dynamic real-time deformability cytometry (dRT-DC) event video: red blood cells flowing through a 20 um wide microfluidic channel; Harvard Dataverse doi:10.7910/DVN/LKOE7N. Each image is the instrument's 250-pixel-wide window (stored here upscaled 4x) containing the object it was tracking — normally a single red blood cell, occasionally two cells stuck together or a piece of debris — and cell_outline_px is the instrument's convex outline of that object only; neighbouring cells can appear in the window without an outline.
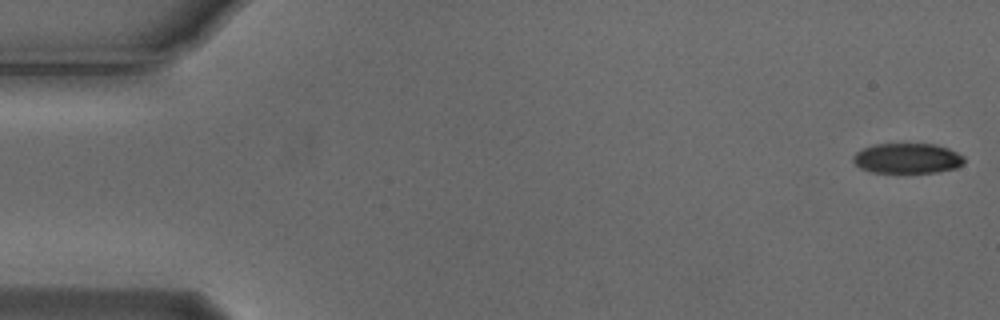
{"species": "Egyptian fruit bat (a non-hibernating species)", "species_latin": "Rousettus aegyptiacus", "temperature_condition": "cold", "stored_images_in_passage": 12, "camera_frame_rate_fps": 3000, "um_per_image_px": 0.085, "animal": {"sex": "male"}, "frame": {"image": 1, "passage_image": 1, "time_ms": 0.0, "image_size_px": [1000, 320], "cell_outline_px": [[964, 164], [956, 168], [936, 172], [872, 172], [860, 168], [852, 160], [852, 156], [856, 152], [864, 148], [876, 144], [936, 144], [948, 148], [964, 156]], "centroid_in_image_um": [77.13, 13.45], "position_along_channel_um": 7.9, "area_um2": 19.48}}